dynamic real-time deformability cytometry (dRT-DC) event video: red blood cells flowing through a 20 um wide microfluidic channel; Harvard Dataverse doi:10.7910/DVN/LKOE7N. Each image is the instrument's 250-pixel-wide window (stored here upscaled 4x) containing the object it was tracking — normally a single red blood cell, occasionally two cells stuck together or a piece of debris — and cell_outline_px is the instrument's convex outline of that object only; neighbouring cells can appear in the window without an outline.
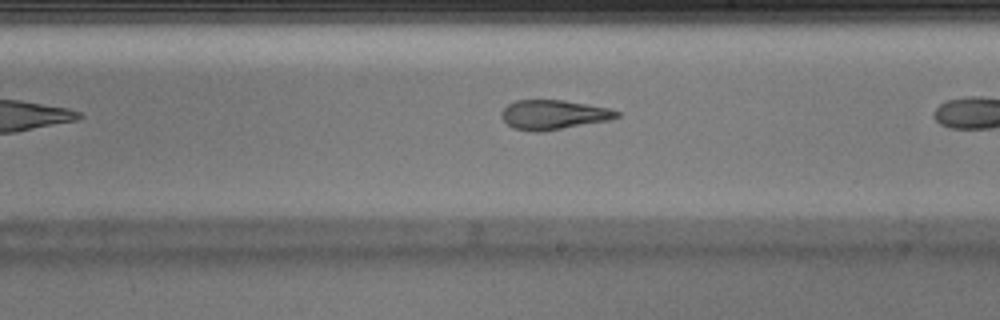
{"species": "Egyptian fruit bat (a non-hibernating species)", "species_latin": "Rousettus aegyptiacus", "temperature_condition": "warm", "stored_images_in_passage": 12, "camera_frame_rate_fps": 3000, "um_per_image_px": 0.085, "animal": {"sex": "male"}, "frame": {"image": 1, "passage_image": 10, "time_ms": 3.0, "image_size_px": [1000, 320], "cell_outline_px": [[620, 116], [608, 120], [544, 132], [532, 132], [512, 128], [500, 116], [500, 112], [508, 104], [516, 100], [564, 100], [612, 108], [620, 112]], "centroid_in_image_um": [47.05, 9.75], "position_along_channel_um": 242.0, "area_um2": 20.06}}